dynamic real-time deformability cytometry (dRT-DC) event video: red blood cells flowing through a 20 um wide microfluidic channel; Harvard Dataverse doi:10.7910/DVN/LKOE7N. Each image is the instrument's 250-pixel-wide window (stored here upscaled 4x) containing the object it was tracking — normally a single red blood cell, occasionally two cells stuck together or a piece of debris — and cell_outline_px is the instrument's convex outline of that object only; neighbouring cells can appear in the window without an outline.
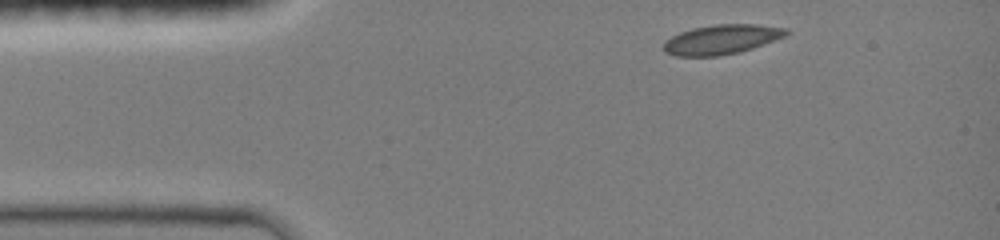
{"species": "common noctule bat (a hibernating species)", "species_latin": "Nyctalus noctula", "temperature_condition": "room temperature", "stored_images_in_passage": 11, "camera_frame_rate_fps": 3000, "um_per_image_px": 0.085, "animal": {"sex": "female", "body_mass_g": 19.0, "forearm_length_mm": 51.5}, "frame": {"image": 1, "passage_image": 1, "time_ms": 0.0, "image_size_px": [1000, 240], "cell_outline_px": [[788, 32], [784, 36], [752, 48], [740, 52], [716, 56], [676, 56], [664, 52], [664, 44], [672, 36], [680, 32], [692, 28], [716, 24], [756, 24], [788, 28]], "centroid_in_image_um": [61.32, 3.35], "position_along_channel_um": 23.7, "area_um2": 20.92}}
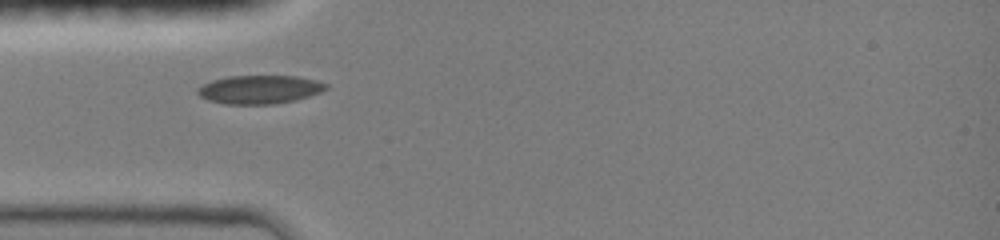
{"frame": {"image": 2, "passage_image": 10, "time_ms": 2.333, "image_size_px": [1000, 240], "cell_outline_px": [[328, 88], [320, 92], [296, 100], [276, 104], [224, 104], [208, 100], [200, 96], [196, 92], [196, 88], [212, 80], [228, 76], [296, 76], [316, 80], [328, 84]], "centroid_in_image_um": [22.05, 7.61], "position_along_channel_um": 62.9, "area_um2": 21.39}}